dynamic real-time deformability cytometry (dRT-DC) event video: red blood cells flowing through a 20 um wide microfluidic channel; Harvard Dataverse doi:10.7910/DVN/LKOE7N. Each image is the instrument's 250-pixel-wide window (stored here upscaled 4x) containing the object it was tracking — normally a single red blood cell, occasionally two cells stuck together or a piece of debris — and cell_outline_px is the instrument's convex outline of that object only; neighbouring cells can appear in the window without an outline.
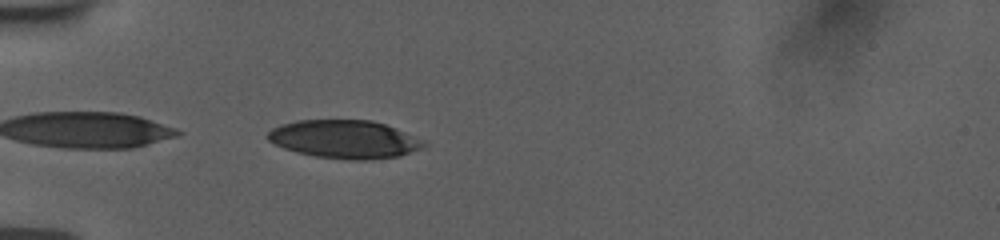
{"species": "human", "species_latin": "Homo sapiens", "temperature_condition": "room temperature", "stored_images_in_passage": 37, "camera_frame_rate_fps": 3000, "um_per_image_px": 0.085, "donor": {"sex": "female"}, "frame": {"image": 1, "passage_image": 1, "time_ms": 0.0, "image_size_px": [1000, 240], "cell_outline_px": [[428, 144], [420, 148], [400, 156], [368, 160], [348, 160], [316, 156], [296, 152], [284, 148], [268, 140], [264, 136], [272, 128], [280, 124], [296, 120], [372, 120], [396, 128], [424, 140]], "centroid_in_image_um": [29.27, 11.83], "position_along_channel_um": 55.7, "area_um2": 34.85}}
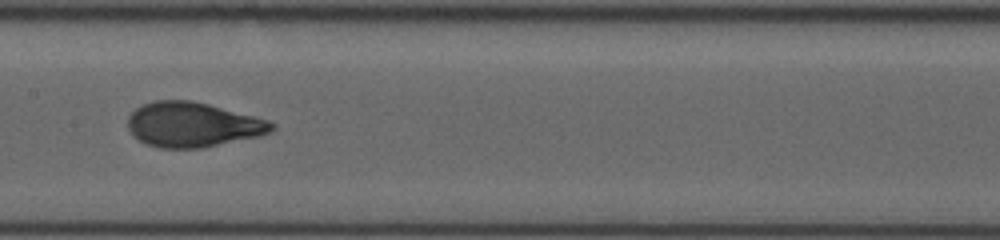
{"frame": {"image": 2, "passage_image": 13, "time_ms": 4.0, "image_size_px": [1000, 240], "cell_outline_px": [[276, 128], [260, 136], [200, 148], [160, 148], [148, 144], [132, 136], [128, 128], [128, 116], [136, 108], [144, 104], [156, 100], [192, 100], [208, 104], [268, 120], [276, 124]], "centroid_in_image_um": [16.37, 10.59], "position_along_channel_um": 191.0, "area_um2": 37.4}}
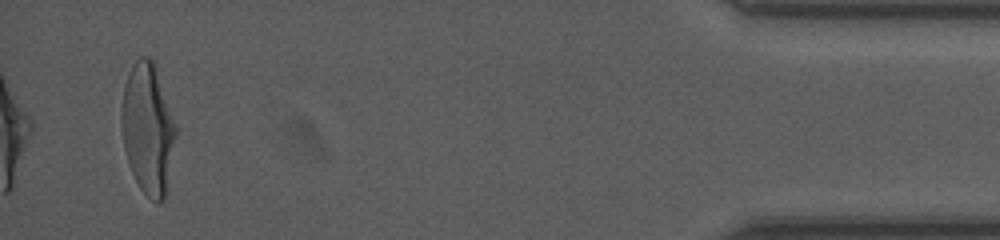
{"frame": {"image": 3, "passage_image": 37, "time_ms": 12.0, "image_size_px": [1000, 240], "cell_outline_px": [[176, 136], [164, 200], [160, 204], [156, 204], [140, 188], [128, 164], [124, 148], [120, 124], [120, 112], [124, 84], [128, 72], [136, 60], [140, 56], [148, 56], [152, 60], [176, 124]], "centroid_in_image_um": [12.54, 10.95], "position_along_channel_um": 422.7, "area_um2": 41.21}, "authors_computed_cell_mechanics": {"area_um2": 37.3966, "velocity_mm_per_s": 3.7423, "shape_relaxation_time_tau1_ms": 3.7058, "shape_relaxation_time_tau2_ms": null, "deformation_change_tau1": 0.1691, "deformation_change_tau2": null}}